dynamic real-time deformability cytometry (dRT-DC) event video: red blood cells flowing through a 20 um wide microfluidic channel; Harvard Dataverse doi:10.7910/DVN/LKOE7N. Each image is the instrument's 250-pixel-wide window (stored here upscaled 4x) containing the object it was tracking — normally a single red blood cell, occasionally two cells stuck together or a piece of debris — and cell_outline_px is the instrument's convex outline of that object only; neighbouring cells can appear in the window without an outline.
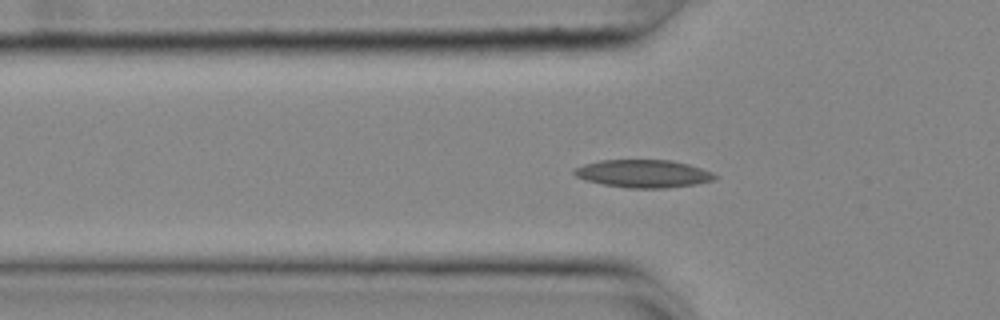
{"species": "common noctule bat (a hibernating species)", "species_latin": "Nyctalus noctula", "temperature_condition": "cold", "stored_images_in_passage": 55, "camera_frame_rate_fps": 3000, "um_per_image_px": 0.085, "animal": {"sex": "female", "body_mass_g": 25.1}, "frame": {"image": 1, "passage_image": 17, "time_ms": 5.333, "image_size_px": [1000, 320], "cell_outline_px": [[716, 176], [712, 180], [696, 184], [668, 188], [628, 188], [604, 184], [588, 180], [576, 176], [572, 172], [576, 168], [584, 164], [600, 160], [672, 160], [688, 164], [712, 172]], "centroid_in_image_um": [54.68, 14.75], "position_along_channel_um": 71.1, "area_um2": 22.54}}
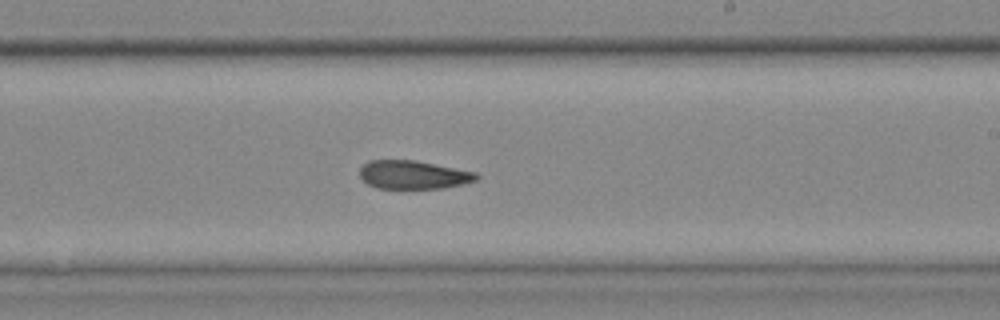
{"frame": {"image": 2, "passage_image": 32, "time_ms": 10.333, "image_size_px": [1000, 320], "cell_outline_px": [[480, 176], [476, 180], [464, 184], [444, 188], [376, 188], [368, 184], [360, 176], [360, 168], [368, 160], [412, 160], [476, 172]], "centroid_in_image_um": [35.13, 14.86], "position_along_channel_um": 253.9, "area_um2": 19.19}}
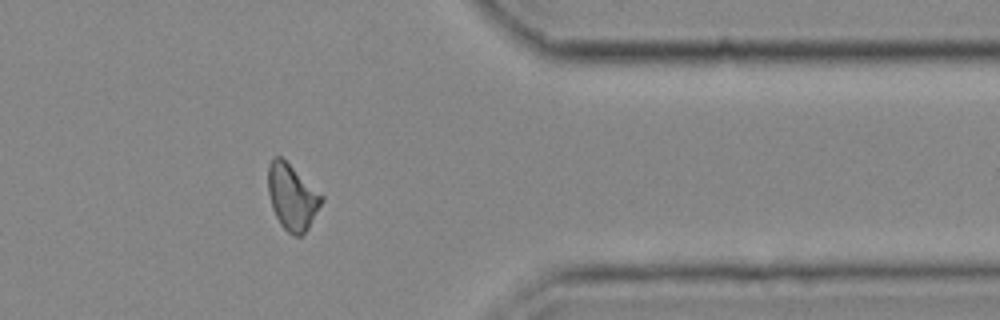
{"frame": {"image": 3, "passage_image": 44, "time_ms": 14.333, "image_size_px": [1000, 320], "cell_outline_px": [[324, 200], [308, 228], [300, 236], [296, 236], [288, 232], [280, 224], [272, 208], [268, 192], [268, 164], [272, 156], [280, 156], [324, 196]], "centroid_in_image_um": [24.82, 16.73], "position_along_channel_um": 386.6, "area_um2": 20.35}, "authors_computed_cell_mechanics": {"area_um2": 20.808, "velocity_mm_per_s": 3.6638, "shape_relaxation_time_tau1_ms": null, "shape_relaxation_time_tau2_ms": 7.7101, "deformation_change_tau1": null, "deformation_change_tau2": 0.1572}}